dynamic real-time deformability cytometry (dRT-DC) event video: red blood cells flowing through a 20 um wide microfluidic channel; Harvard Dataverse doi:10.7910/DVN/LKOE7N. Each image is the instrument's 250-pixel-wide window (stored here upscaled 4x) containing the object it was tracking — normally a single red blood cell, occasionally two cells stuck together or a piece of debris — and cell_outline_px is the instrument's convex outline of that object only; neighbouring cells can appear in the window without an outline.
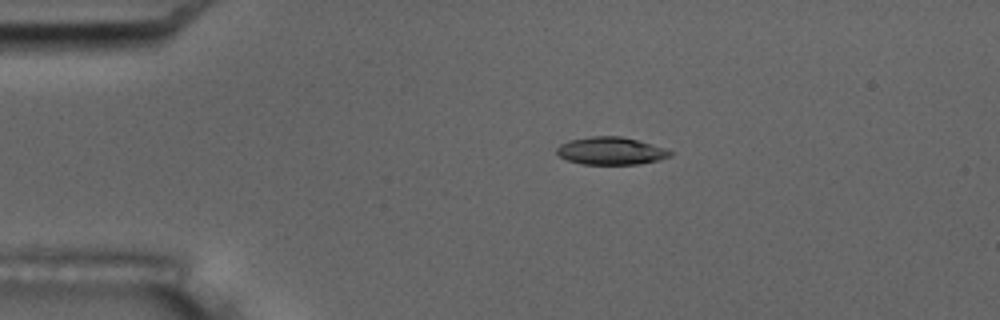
{"species": "common noctule bat (a hibernating species)", "species_latin": "Nyctalus noctula", "temperature_condition": "room temperature", "stored_images_in_passage": 7, "camera_frame_rate_fps": 3000, "um_per_image_px": 0.085, "animal": {"sex": "male", "body_mass_g": 17.5, "forearm_length_mm": 52.3}, "frame": {"image": 1, "passage_image": 3, "time_ms": 2.333, "image_size_px": [1000, 320], "cell_outline_px": [[672, 156], [660, 160], [640, 164], [580, 164], [568, 160], [560, 156], [556, 152], [556, 148], [560, 144], [568, 140], [592, 136], [620, 136], [652, 144], [664, 148], [672, 152]], "centroid_in_image_um": [51.92, 12.83], "position_along_channel_um": 33.1, "area_um2": 18.26}}